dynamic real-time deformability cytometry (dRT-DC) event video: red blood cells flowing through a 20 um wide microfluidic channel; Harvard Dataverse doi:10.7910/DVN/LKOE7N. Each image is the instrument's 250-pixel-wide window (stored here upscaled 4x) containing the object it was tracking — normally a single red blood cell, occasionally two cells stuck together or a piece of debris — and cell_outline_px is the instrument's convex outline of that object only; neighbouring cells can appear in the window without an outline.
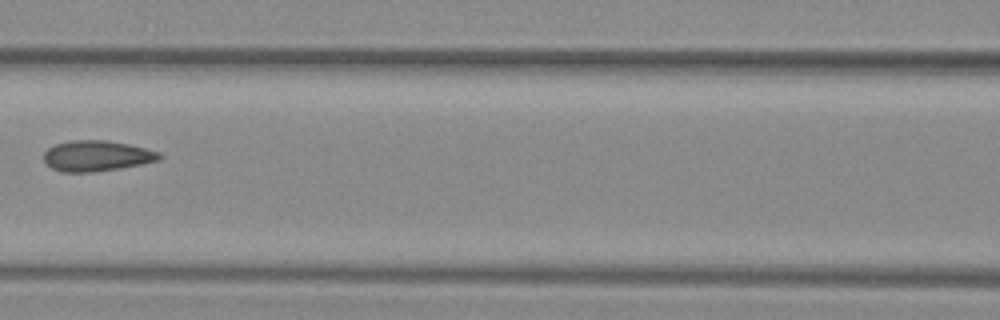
{"species": "common noctule bat (a hibernating species)", "species_latin": "Nyctalus noctula", "temperature_condition": "warm", "stored_images_in_passage": 7, "camera_frame_rate_fps": 3000, "um_per_image_px": 0.085, "animal": {"sex": "female", "body_mass_g": 29.2, "forearm_length_mm": 56.3}, "frame": {"image": 1, "passage_image": 6, "time_ms": 1.667, "image_size_px": [1000, 320], "cell_outline_px": [[164, 156], [160, 160], [120, 168], [92, 172], [60, 172], [52, 168], [44, 160], [44, 152], [48, 148], [56, 144], [72, 140], [108, 140], [128, 144], [160, 152]], "centroid_in_image_um": [8.23, 13.25], "position_along_channel_um": 158.4, "area_um2": 20.63}}
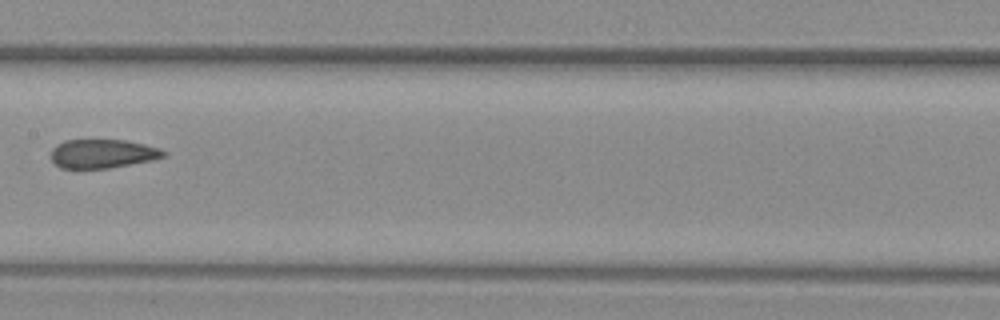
{"frame": {"image": 2, "passage_image": 7, "time_ms": 2.0, "image_size_px": [1000, 320], "cell_outline_px": [[168, 156], [152, 160], [108, 168], [60, 168], [52, 160], [52, 148], [56, 144], [64, 140], [124, 140], [144, 144], [160, 148], [168, 152]], "centroid_in_image_um": [8.75, 13.06], "position_along_channel_um": 198.6, "area_um2": 18.96}}